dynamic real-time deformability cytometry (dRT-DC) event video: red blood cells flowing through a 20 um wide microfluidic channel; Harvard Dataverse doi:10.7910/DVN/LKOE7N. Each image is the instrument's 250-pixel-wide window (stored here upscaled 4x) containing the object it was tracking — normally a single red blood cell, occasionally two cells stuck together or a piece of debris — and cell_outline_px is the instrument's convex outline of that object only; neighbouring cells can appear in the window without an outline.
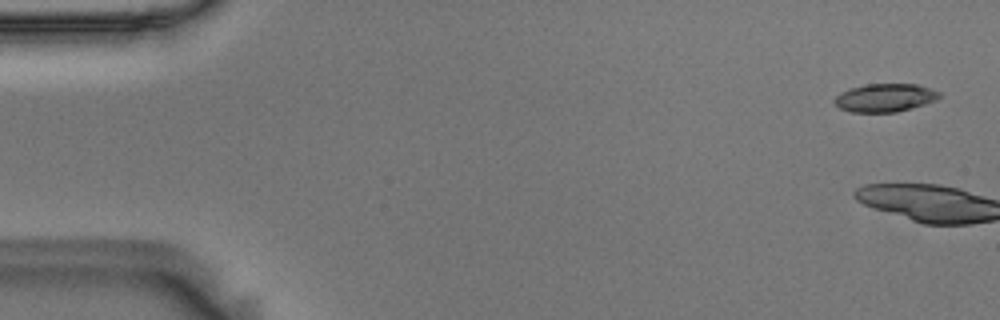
{"species": "Egyptian fruit bat (a non-hibernating species)", "species_latin": "Rousettus aegyptiacus", "temperature_condition": "room temperature", "stored_images_in_passage": 4, "camera_frame_rate_fps": 3000, "um_per_image_px": 0.085, "animal": {"sex": "male"}, "frame": {"image": 1, "passage_image": 2, "time_ms": 0.333, "image_size_px": [1000, 320], "cell_outline_px": [[940, 96], [936, 100], [912, 108], [896, 112], [848, 112], [840, 108], [832, 100], [840, 92], [848, 88], [868, 84], [916, 84], [932, 88], [940, 92]], "centroid_in_image_um": [75.21, 8.3], "position_along_channel_um": 9.8, "area_um2": 17.34}}